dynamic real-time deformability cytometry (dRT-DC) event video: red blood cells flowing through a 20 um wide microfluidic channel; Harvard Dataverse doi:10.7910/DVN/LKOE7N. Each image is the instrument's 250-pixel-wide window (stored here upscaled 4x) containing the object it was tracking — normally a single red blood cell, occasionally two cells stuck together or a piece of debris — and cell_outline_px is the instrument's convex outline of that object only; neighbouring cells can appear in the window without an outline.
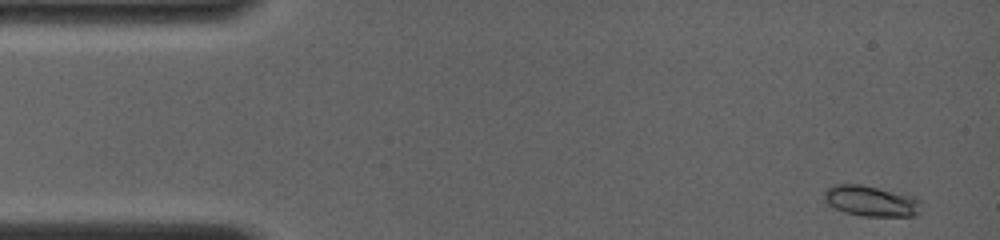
{"species": "common noctule bat (a hibernating species)", "species_latin": "Nyctalus noctula", "temperature_condition": "room temperature", "stored_images_in_passage": 29, "camera_frame_rate_fps": 4000, "um_per_image_px": 0.085, "animal": {"sex": "female", "body_mass_g": 19.0, "forearm_length_mm": 56.7}, "frame": {"image": 1, "passage_image": 1, "time_ms": 0.0, "image_size_px": [1000, 240], "cell_outline_px": [[920, 212], [916, 216], [860, 216], [844, 212], [828, 204], [824, 200], [824, 188], [832, 184], [860, 184], [904, 192], [916, 196], [920, 200]], "centroid_in_image_um": [74.06, 17.06], "position_along_channel_um": 10.9, "area_um2": 17.92}}
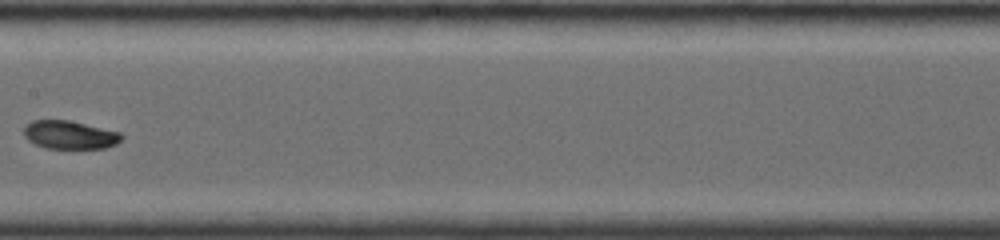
{"frame": {"image": 2, "passage_image": 15, "time_ms": 7.5, "image_size_px": [1000, 240], "cell_outline_px": [[124, 136], [116, 144], [104, 148], [44, 148], [28, 140], [24, 136], [24, 124], [32, 120], [68, 120], [120, 132]], "centroid_in_image_um": [5.9, 11.46], "position_along_channel_um": 201.5, "area_um2": 16.07}}
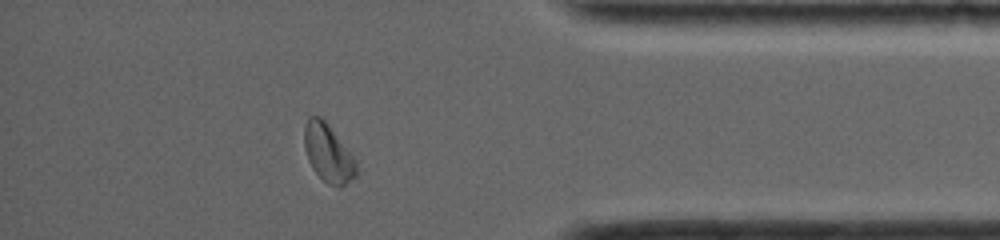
{"frame": {"image": 3, "passage_image": 25, "time_ms": 13.0, "image_size_px": [1000, 240], "cell_outline_px": [[356, 176], [340, 188], [328, 184], [312, 168], [308, 160], [304, 144], [304, 124], [308, 116], [320, 116], [328, 124], [356, 160]], "centroid_in_image_um": [27.88, 13.01], "position_along_channel_um": 407.3, "area_um2": 17.46}, "authors_computed_cell_mechanics": {"area_um2": 16.184, "velocity_mm_per_s": 3.9926, "shape_relaxation_time_tau1_ms": 3.7136, "shape_relaxation_time_tau2_ms": 5.5095, "deformation_change_tau1": 0.1173, "deformation_change_tau2": 0.0886}}